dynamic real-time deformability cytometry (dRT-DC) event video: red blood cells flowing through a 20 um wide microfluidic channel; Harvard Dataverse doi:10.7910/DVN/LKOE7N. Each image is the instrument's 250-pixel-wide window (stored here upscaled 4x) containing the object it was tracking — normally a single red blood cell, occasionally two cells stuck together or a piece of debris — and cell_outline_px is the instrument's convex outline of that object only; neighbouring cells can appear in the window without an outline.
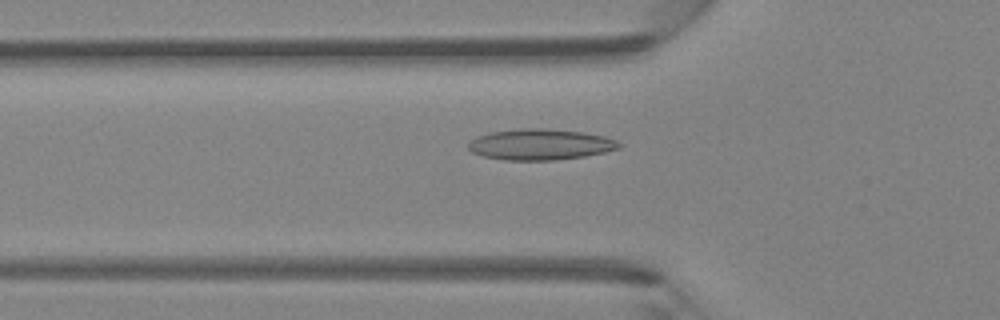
{"species": "Egyptian fruit bat (a non-hibernating species)", "species_latin": "Rousettus aegyptiacus", "temperature_condition": "room temperature", "stored_images_in_passage": 40, "camera_frame_rate_fps": 3000, "um_per_image_px": 0.085, "animal": {"sex": "female"}, "frame": {"image": 1, "passage_image": 10, "time_ms": 3.0, "image_size_px": [1000, 320], "cell_outline_px": [[624, 144], [620, 148], [604, 152], [584, 156], [556, 160], [504, 160], [484, 156], [472, 152], [468, 148], [468, 140], [492, 132], [520, 128], [544, 128], [580, 132], [604, 136], [616, 140]], "centroid_in_image_um": [45.93, 12.28], "position_along_channel_um": 79.9, "area_um2": 27.11}}
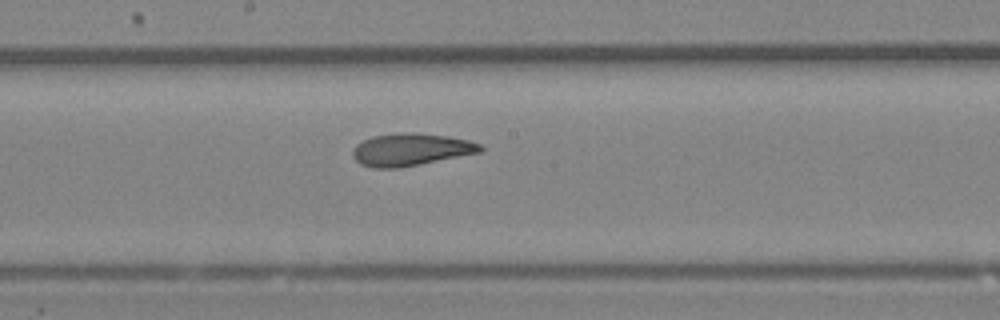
{"frame": {"image": 2, "passage_image": 19, "time_ms": 6.0, "image_size_px": [1000, 320], "cell_outline_px": [[484, 148], [480, 152], [400, 168], [372, 168], [360, 164], [352, 156], [352, 152], [356, 144], [372, 136], [400, 132], [412, 132], [448, 136], [468, 140], [480, 144]], "centroid_in_image_um": [34.89, 12.71], "position_along_channel_um": 213.3, "area_um2": 24.1}}
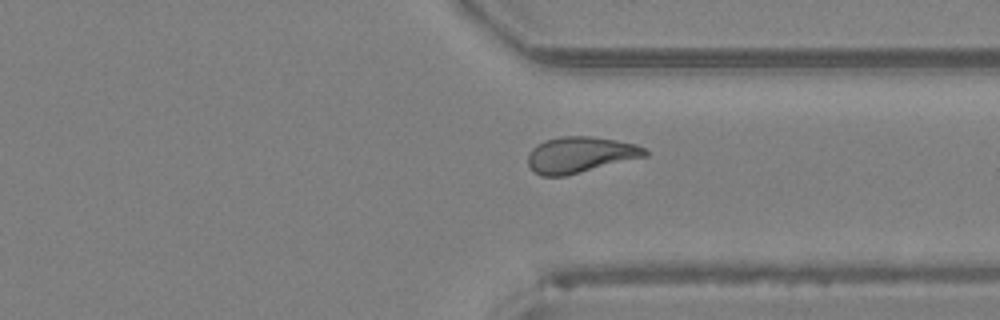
{"frame": {"image": 3, "passage_image": 29, "time_ms": 9.333, "image_size_px": [1000, 320], "cell_outline_px": [[648, 156], [564, 176], [540, 176], [528, 164], [528, 156], [532, 148], [536, 144], [544, 140], [560, 136], [592, 136], [616, 140], [636, 144], [644, 148], [648, 152]], "centroid_in_image_um": [49.32, 13.14], "position_along_channel_um": 362.1, "area_um2": 24.57}}